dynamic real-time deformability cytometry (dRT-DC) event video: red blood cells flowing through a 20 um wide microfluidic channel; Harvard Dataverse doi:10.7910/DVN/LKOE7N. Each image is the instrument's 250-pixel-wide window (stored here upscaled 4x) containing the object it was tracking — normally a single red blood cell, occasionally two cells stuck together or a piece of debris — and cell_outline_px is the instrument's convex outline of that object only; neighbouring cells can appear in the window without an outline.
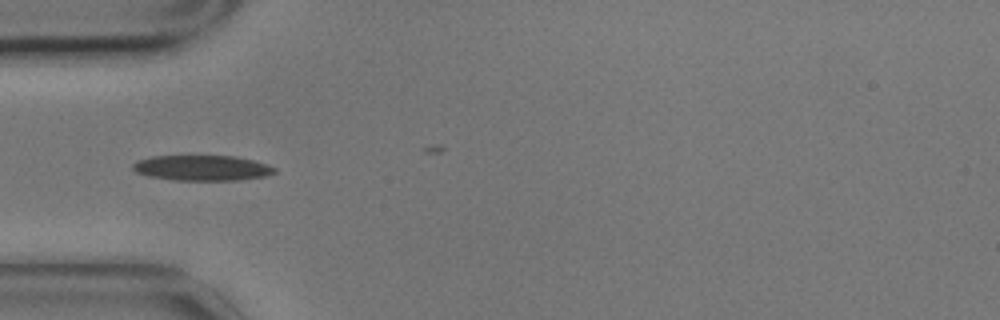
{"species": "common noctule bat (a hibernating species)", "species_latin": "Nyctalus noctula", "temperature_condition": "cold", "stored_images_in_passage": 22, "camera_frame_rate_fps": 3000, "um_per_image_px": 0.085, "animal": {"sex": "male", "body_mass_g": 17.9}, "frame": {"image": 1, "passage_image": 10, "time_ms": 3.0, "image_size_px": [1000, 320], "cell_outline_px": [[276, 172], [264, 176], [236, 180], [176, 180], [148, 176], [136, 172], [132, 168], [132, 164], [136, 160], [152, 156], [236, 156], [268, 164], [276, 168]], "centroid_in_image_um": [17.15, 14.27], "position_along_channel_um": 67.8, "area_um2": 20.92}}